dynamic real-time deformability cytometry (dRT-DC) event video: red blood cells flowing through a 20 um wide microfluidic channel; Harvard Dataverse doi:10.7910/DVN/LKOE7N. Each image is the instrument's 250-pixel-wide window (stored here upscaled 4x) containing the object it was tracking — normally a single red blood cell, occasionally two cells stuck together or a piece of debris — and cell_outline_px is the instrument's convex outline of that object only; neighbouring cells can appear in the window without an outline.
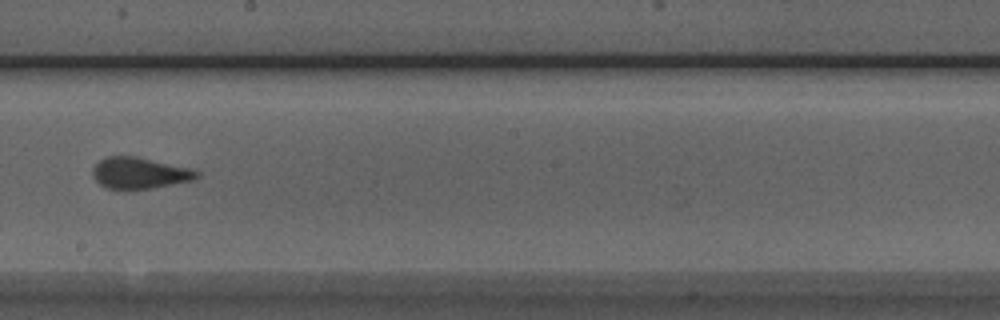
{"species": "Egyptian fruit bat (a non-hibernating species)", "species_latin": "Rousettus aegyptiacus", "temperature_condition": "room temperature", "stored_images_in_passage": 7, "camera_frame_rate_fps": 3000, "um_per_image_px": 0.085, "animal": {"sex": "male"}, "frame": {"image": 1, "passage_image": 7, "time_ms": 2.0, "image_size_px": [1000, 320], "cell_outline_px": [[200, 176], [196, 180], [152, 188], [104, 188], [92, 176], [92, 168], [104, 156], [136, 156], [196, 168], [200, 172]], "centroid_in_image_um": [11.94, 14.68], "position_along_channel_um": 236.3, "area_um2": 19.36}}